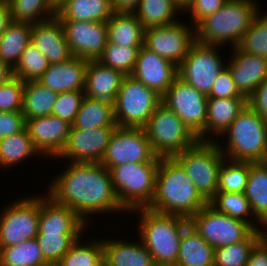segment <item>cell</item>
<instances>
[{
  "label": "cell",
  "instance_id": "13",
  "mask_svg": "<svg viewBox=\"0 0 267 266\" xmlns=\"http://www.w3.org/2000/svg\"><path fill=\"white\" fill-rule=\"evenodd\" d=\"M144 128L117 127L111 136L101 164L108 170L126 163H159Z\"/></svg>",
  "mask_w": 267,
  "mask_h": 266
},
{
  "label": "cell",
  "instance_id": "7",
  "mask_svg": "<svg viewBox=\"0 0 267 266\" xmlns=\"http://www.w3.org/2000/svg\"><path fill=\"white\" fill-rule=\"evenodd\" d=\"M173 158L183 167L196 190L208 202L219 184V169L226 159L215 141H197Z\"/></svg>",
  "mask_w": 267,
  "mask_h": 266
},
{
  "label": "cell",
  "instance_id": "4",
  "mask_svg": "<svg viewBox=\"0 0 267 266\" xmlns=\"http://www.w3.org/2000/svg\"><path fill=\"white\" fill-rule=\"evenodd\" d=\"M260 9L256 0H228L214 14L195 26L196 42L230 48L238 47Z\"/></svg>",
  "mask_w": 267,
  "mask_h": 266
},
{
  "label": "cell",
  "instance_id": "54",
  "mask_svg": "<svg viewBox=\"0 0 267 266\" xmlns=\"http://www.w3.org/2000/svg\"><path fill=\"white\" fill-rule=\"evenodd\" d=\"M13 21L8 0H0V36Z\"/></svg>",
  "mask_w": 267,
  "mask_h": 266
},
{
  "label": "cell",
  "instance_id": "30",
  "mask_svg": "<svg viewBox=\"0 0 267 266\" xmlns=\"http://www.w3.org/2000/svg\"><path fill=\"white\" fill-rule=\"evenodd\" d=\"M101 127H118L113 103L84 96L71 128L87 130Z\"/></svg>",
  "mask_w": 267,
  "mask_h": 266
},
{
  "label": "cell",
  "instance_id": "17",
  "mask_svg": "<svg viewBox=\"0 0 267 266\" xmlns=\"http://www.w3.org/2000/svg\"><path fill=\"white\" fill-rule=\"evenodd\" d=\"M73 56L98 60L108 42L105 22L60 20Z\"/></svg>",
  "mask_w": 267,
  "mask_h": 266
},
{
  "label": "cell",
  "instance_id": "33",
  "mask_svg": "<svg viewBox=\"0 0 267 266\" xmlns=\"http://www.w3.org/2000/svg\"><path fill=\"white\" fill-rule=\"evenodd\" d=\"M179 13L183 15V6L176 0H140L134 14L145 29H148L178 21Z\"/></svg>",
  "mask_w": 267,
  "mask_h": 266
},
{
  "label": "cell",
  "instance_id": "22",
  "mask_svg": "<svg viewBox=\"0 0 267 266\" xmlns=\"http://www.w3.org/2000/svg\"><path fill=\"white\" fill-rule=\"evenodd\" d=\"M87 227L71 208L56 203L47 193L40 194L38 233H83Z\"/></svg>",
  "mask_w": 267,
  "mask_h": 266
},
{
  "label": "cell",
  "instance_id": "51",
  "mask_svg": "<svg viewBox=\"0 0 267 266\" xmlns=\"http://www.w3.org/2000/svg\"><path fill=\"white\" fill-rule=\"evenodd\" d=\"M247 104L267 121V78L256 88L247 99Z\"/></svg>",
  "mask_w": 267,
  "mask_h": 266
},
{
  "label": "cell",
  "instance_id": "39",
  "mask_svg": "<svg viewBox=\"0 0 267 266\" xmlns=\"http://www.w3.org/2000/svg\"><path fill=\"white\" fill-rule=\"evenodd\" d=\"M83 236L71 246L56 266H96L103 259V240L91 237L87 242H81Z\"/></svg>",
  "mask_w": 267,
  "mask_h": 266
},
{
  "label": "cell",
  "instance_id": "20",
  "mask_svg": "<svg viewBox=\"0 0 267 266\" xmlns=\"http://www.w3.org/2000/svg\"><path fill=\"white\" fill-rule=\"evenodd\" d=\"M229 55L226 66L232 74L239 93L248 99L267 78V59L258 55L246 54L238 47L232 48V55Z\"/></svg>",
  "mask_w": 267,
  "mask_h": 266
},
{
  "label": "cell",
  "instance_id": "8",
  "mask_svg": "<svg viewBox=\"0 0 267 266\" xmlns=\"http://www.w3.org/2000/svg\"><path fill=\"white\" fill-rule=\"evenodd\" d=\"M162 97L131 75L124 77L113 102L118 127L144 128Z\"/></svg>",
  "mask_w": 267,
  "mask_h": 266
},
{
  "label": "cell",
  "instance_id": "56",
  "mask_svg": "<svg viewBox=\"0 0 267 266\" xmlns=\"http://www.w3.org/2000/svg\"><path fill=\"white\" fill-rule=\"evenodd\" d=\"M96 266H107L105 259L103 258Z\"/></svg>",
  "mask_w": 267,
  "mask_h": 266
},
{
  "label": "cell",
  "instance_id": "34",
  "mask_svg": "<svg viewBox=\"0 0 267 266\" xmlns=\"http://www.w3.org/2000/svg\"><path fill=\"white\" fill-rule=\"evenodd\" d=\"M57 96V92L38 81L25 82L21 110L25 120L52 115Z\"/></svg>",
  "mask_w": 267,
  "mask_h": 266
},
{
  "label": "cell",
  "instance_id": "44",
  "mask_svg": "<svg viewBox=\"0 0 267 266\" xmlns=\"http://www.w3.org/2000/svg\"><path fill=\"white\" fill-rule=\"evenodd\" d=\"M238 48L246 53L267 59V13L254 17L251 26L244 33Z\"/></svg>",
  "mask_w": 267,
  "mask_h": 266
},
{
  "label": "cell",
  "instance_id": "35",
  "mask_svg": "<svg viewBox=\"0 0 267 266\" xmlns=\"http://www.w3.org/2000/svg\"><path fill=\"white\" fill-rule=\"evenodd\" d=\"M31 27L28 22L12 21L0 36V59L14 68L22 52L31 43Z\"/></svg>",
  "mask_w": 267,
  "mask_h": 266
},
{
  "label": "cell",
  "instance_id": "29",
  "mask_svg": "<svg viewBox=\"0 0 267 266\" xmlns=\"http://www.w3.org/2000/svg\"><path fill=\"white\" fill-rule=\"evenodd\" d=\"M106 24L108 42L131 47L144 45L145 27L135 14L113 13Z\"/></svg>",
  "mask_w": 267,
  "mask_h": 266
},
{
  "label": "cell",
  "instance_id": "19",
  "mask_svg": "<svg viewBox=\"0 0 267 266\" xmlns=\"http://www.w3.org/2000/svg\"><path fill=\"white\" fill-rule=\"evenodd\" d=\"M130 75L162 97L178 77V66L143 45Z\"/></svg>",
  "mask_w": 267,
  "mask_h": 266
},
{
  "label": "cell",
  "instance_id": "15",
  "mask_svg": "<svg viewBox=\"0 0 267 266\" xmlns=\"http://www.w3.org/2000/svg\"><path fill=\"white\" fill-rule=\"evenodd\" d=\"M195 42V27L184 21L145 29L144 46L176 66L180 65Z\"/></svg>",
  "mask_w": 267,
  "mask_h": 266
},
{
  "label": "cell",
  "instance_id": "36",
  "mask_svg": "<svg viewBox=\"0 0 267 266\" xmlns=\"http://www.w3.org/2000/svg\"><path fill=\"white\" fill-rule=\"evenodd\" d=\"M37 155L42 157L33 146L27 128L17 134L0 139V169L2 168L3 171Z\"/></svg>",
  "mask_w": 267,
  "mask_h": 266
},
{
  "label": "cell",
  "instance_id": "16",
  "mask_svg": "<svg viewBox=\"0 0 267 266\" xmlns=\"http://www.w3.org/2000/svg\"><path fill=\"white\" fill-rule=\"evenodd\" d=\"M117 127L71 128L67 143L56 159L69 162L100 163Z\"/></svg>",
  "mask_w": 267,
  "mask_h": 266
},
{
  "label": "cell",
  "instance_id": "24",
  "mask_svg": "<svg viewBox=\"0 0 267 266\" xmlns=\"http://www.w3.org/2000/svg\"><path fill=\"white\" fill-rule=\"evenodd\" d=\"M125 76L97 60H90L85 71L84 95L113 103Z\"/></svg>",
  "mask_w": 267,
  "mask_h": 266
},
{
  "label": "cell",
  "instance_id": "1",
  "mask_svg": "<svg viewBox=\"0 0 267 266\" xmlns=\"http://www.w3.org/2000/svg\"><path fill=\"white\" fill-rule=\"evenodd\" d=\"M65 168L49 181L47 195L71 208L88 226L94 215L128 213L118 202L110 171L104 165L70 162Z\"/></svg>",
  "mask_w": 267,
  "mask_h": 266
},
{
  "label": "cell",
  "instance_id": "52",
  "mask_svg": "<svg viewBox=\"0 0 267 266\" xmlns=\"http://www.w3.org/2000/svg\"><path fill=\"white\" fill-rule=\"evenodd\" d=\"M246 266H267V234L252 249Z\"/></svg>",
  "mask_w": 267,
  "mask_h": 266
},
{
  "label": "cell",
  "instance_id": "31",
  "mask_svg": "<svg viewBox=\"0 0 267 266\" xmlns=\"http://www.w3.org/2000/svg\"><path fill=\"white\" fill-rule=\"evenodd\" d=\"M208 204L220 213L248 223L254 230L267 231V228L257 218H254L245 193L217 192Z\"/></svg>",
  "mask_w": 267,
  "mask_h": 266
},
{
  "label": "cell",
  "instance_id": "5",
  "mask_svg": "<svg viewBox=\"0 0 267 266\" xmlns=\"http://www.w3.org/2000/svg\"><path fill=\"white\" fill-rule=\"evenodd\" d=\"M221 137L227 139V144L223 145L218 140L216 142L226 159L243 162L267 161V121L248 104Z\"/></svg>",
  "mask_w": 267,
  "mask_h": 266
},
{
  "label": "cell",
  "instance_id": "28",
  "mask_svg": "<svg viewBox=\"0 0 267 266\" xmlns=\"http://www.w3.org/2000/svg\"><path fill=\"white\" fill-rule=\"evenodd\" d=\"M214 248L189 224L182 233L176 266H214Z\"/></svg>",
  "mask_w": 267,
  "mask_h": 266
},
{
  "label": "cell",
  "instance_id": "9",
  "mask_svg": "<svg viewBox=\"0 0 267 266\" xmlns=\"http://www.w3.org/2000/svg\"><path fill=\"white\" fill-rule=\"evenodd\" d=\"M144 130L158 157H173L198 141L183 121L162 103L151 115Z\"/></svg>",
  "mask_w": 267,
  "mask_h": 266
},
{
  "label": "cell",
  "instance_id": "32",
  "mask_svg": "<svg viewBox=\"0 0 267 266\" xmlns=\"http://www.w3.org/2000/svg\"><path fill=\"white\" fill-rule=\"evenodd\" d=\"M245 196L255 218L267 228V161L250 162Z\"/></svg>",
  "mask_w": 267,
  "mask_h": 266
},
{
  "label": "cell",
  "instance_id": "47",
  "mask_svg": "<svg viewBox=\"0 0 267 266\" xmlns=\"http://www.w3.org/2000/svg\"><path fill=\"white\" fill-rule=\"evenodd\" d=\"M84 96V91L76 90L58 93L56 102L54 103L52 109V115L72 124L79 111V107Z\"/></svg>",
  "mask_w": 267,
  "mask_h": 266
},
{
  "label": "cell",
  "instance_id": "42",
  "mask_svg": "<svg viewBox=\"0 0 267 266\" xmlns=\"http://www.w3.org/2000/svg\"><path fill=\"white\" fill-rule=\"evenodd\" d=\"M250 172V162L225 159L219 169L217 192L244 193Z\"/></svg>",
  "mask_w": 267,
  "mask_h": 266
},
{
  "label": "cell",
  "instance_id": "55",
  "mask_svg": "<svg viewBox=\"0 0 267 266\" xmlns=\"http://www.w3.org/2000/svg\"><path fill=\"white\" fill-rule=\"evenodd\" d=\"M13 75V68L0 59V84L9 80Z\"/></svg>",
  "mask_w": 267,
  "mask_h": 266
},
{
  "label": "cell",
  "instance_id": "43",
  "mask_svg": "<svg viewBox=\"0 0 267 266\" xmlns=\"http://www.w3.org/2000/svg\"><path fill=\"white\" fill-rule=\"evenodd\" d=\"M140 48L107 42L102 55L97 61L127 76L134 69Z\"/></svg>",
  "mask_w": 267,
  "mask_h": 266
},
{
  "label": "cell",
  "instance_id": "18",
  "mask_svg": "<svg viewBox=\"0 0 267 266\" xmlns=\"http://www.w3.org/2000/svg\"><path fill=\"white\" fill-rule=\"evenodd\" d=\"M72 124L54 115L26 120L32 144L42 157L56 159L63 151Z\"/></svg>",
  "mask_w": 267,
  "mask_h": 266
},
{
  "label": "cell",
  "instance_id": "45",
  "mask_svg": "<svg viewBox=\"0 0 267 266\" xmlns=\"http://www.w3.org/2000/svg\"><path fill=\"white\" fill-rule=\"evenodd\" d=\"M48 67L49 63L45 56L30 43L22 52L19 61L13 68V74L24 82L38 81Z\"/></svg>",
  "mask_w": 267,
  "mask_h": 266
},
{
  "label": "cell",
  "instance_id": "41",
  "mask_svg": "<svg viewBox=\"0 0 267 266\" xmlns=\"http://www.w3.org/2000/svg\"><path fill=\"white\" fill-rule=\"evenodd\" d=\"M84 233H38L36 240L41 249L44 260L49 265H56L60 259L69 251L71 246Z\"/></svg>",
  "mask_w": 267,
  "mask_h": 266
},
{
  "label": "cell",
  "instance_id": "26",
  "mask_svg": "<svg viewBox=\"0 0 267 266\" xmlns=\"http://www.w3.org/2000/svg\"><path fill=\"white\" fill-rule=\"evenodd\" d=\"M246 105V98H208L206 141L220 138Z\"/></svg>",
  "mask_w": 267,
  "mask_h": 266
},
{
  "label": "cell",
  "instance_id": "2",
  "mask_svg": "<svg viewBox=\"0 0 267 266\" xmlns=\"http://www.w3.org/2000/svg\"><path fill=\"white\" fill-rule=\"evenodd\" d=\"M207 204L183 167L173 157H160L154 196L146 208L190 219Z\"/></svg>",
  "mask_w": 267,
  "mask_h": 266
},
{
  "label": "cell",
  "instance_id": "50",
  "mask_svg": "<svg viewBox=\"0 0 267 266\" xmlns=\"http://www.w3.org/2000/svg\"><path fill=\"white\" fill-rule=\"evenodd\" d=\"M26 128L22 112L0 111V139L17 134Z\"/></svg>",
  "mask_w": 267,
  "mask_h": 266
},
{
  "label": "cell",
  "instance_id": "37",
  "mask_svg": "<svg viewBox=\"0 0 267 266\" xmlns=\"http://www.w3.org/2000/svg\"><path fill=\"white\" fill-rule=\"evenodd\" d=\"M0 266H49L36 238L0 247Z\"/></svg>",
  "mask_w": 267,
  "mask_h": 266
},
{
  "label": "cell",
  "instance_id": "48",
  "mask_svg": "<svg viewBox=\"0 0 267 266\" xmlns=\"http://www.w3.org/2000/svg\"><path fill=\"white\" fill-rule=\"evenodd\" d=\"M228 0H188V2L183 6V13L191 14L190 24L194 27L206 16L214 14ZM190 12V13H189Z\"/></svg>",
  "mask_w": 267,
  "mask_h": 266
},
{
  "label": "cell",
  "instance_id": "49",
  "mask_svg": "<svg viewBox=\"0 0 267 266\" xmlns=\"http://www.w3.org/2000/svg\"><path fill=\"white\" fill-rule=\"evenodd\" d=\"M208 98H245L242 96L235 86L232 74L227 66L219 73L213 83Z\"/></svg>",
  "mask_w": 267,
  "mask_h": 266
},
{
  "label": "cell",
  "instance_id": "10",
  "mask_svg": "<svg viewBox=\"0 0 267 266\" xmlns=\"http://www.w3.org/2000/svg\"><path fill=\"white\" fill-rule=\"evenodd\" d=\"M207 100V95L179 77L162 96V104L172 110L199 141H206Z\"/></svg>",
  "mask_w": 267,
  "mask_h": 266
},
{
  "label": "cell",
  "instance_id": "6",
  "mask_svg": "<svg viewBox=\"0 0 267 266\" xmlns=\"http://www.w3.org/2000/svg\"><path fill=\"white\" fill-rule=\"evenodd\" d=\"M158 167L159 163H126L109 170L118 202L128 213L150 204Z\"/></svg>",
  "mask_w": 267,
  "mask_h": 266
},
{
  "label": "cell",
  "instance_id": "25",
  "mask_svg": "<svg viewBox=\"0 0 267 266\" xmlns=\"http://www.w3.org/2000/svg\"><path fill=\"white\" fill-rule=\"evenodd\" d=\"M105 239H103V258L107 266H155L152 255L140 239L138 242L122 238Z\"/></svg>",
  "mask_w": 267,
  "mask_h": 266
},
{
  "label": "cell",
  "instance_id": "27",
  "mask_svg": "<svg viewBox=\"0 0 267 266\" xmlns=\"http://www.w3.org/2000/svg\"><path fill=\"white\" fill-rule=\"evenodd\" d=\"M113 13L112 0H63L57 6L56 17L106 23Z\"/></svg>",
  "mask_w": 267,
  "mask_h": 266
},
{
  "label": "cell",
  "instance_id": "11",
  "mask_svg": "<svg viewBox=\"0 0 267 266\" xmlns=\"http://www.w3.org/2000/svg\"><path fill=\"white\" fill-rule=\"evenodd\" d=\"M0 213V247L36 238L39 231L40 194L10 202Z\"/></svg>",
  "mask_w": 267,
  "mask_h": 266
},
{
  "label": "cell",
  "instance_id": "58",
  "mask_svg": "<svg viewBox=\"0 0 267 266\" xmlns=\"http://www.w3.org/2000/svg\"><path fill=\"white\" fill-rule=\"evenodd\" d=\"M56 6H58L63 0H51Z\"/></svg>",
  "mask_w": 267,
  "mask_h": 266
},
{
  "label": "cell",
  "instance_id": "23",
  "mask_svg": "<svg viewBox=\"0 0 267 266\" xmlns=\"http://www.w3.org/2000/svg\"><path fill=\"white\" fill-rule=\"evenodd\" d=\"M87 65L88 60L72 56L65 62L49 65L38 82L57 93L84 91Z\"/></svg>",
  "mask_w": 267,
  "mask_h": 266
},
{
  "label": "cell",
  "instance_id": "21",
  "mask_svg": "<svg viewBox=\"0 0 267 266\" xmlns=\"http://www.w3.org/2000/svg\"><path fill=\"white\" fill-rule=\"evenodd\" d=\"M31 43L45 56L49 65L65 62L73 56L63 25L56 16L32 24Z\"/></svg>",
  "mask_w": 267,
  "mask_h": 266
},
{
  "label": "cell",
  "instance_id": "57",
  "mask_svg": "<svg viewBox=\"0 0 267 266\" xmlns=\"http://www.w3.org/2000/svg\"><path fill=\"white\" fill-rule=\"evenodd\" d=\"M176 1H178L182 6H184L188 2V0H176Z\"/></svg>",
  "mask_w": 267,
  "mask_h": 266
},
{
  "label": "cell",
  "instance_id": "53",
  "mask_svg": "<svg viewBox=\"0 0 267 266\" xmlns=\"http://www.w3.org/2000/svg\"><path fill=\"white\" fill-rule=\"evenodd\" d=\"M139 4L140 0H112L114 13L134 14Z\"/></svg>",
  "mask_w": 267,
  "mask_h": 266
},
{
  "label": "cell",
  "instance_id": "46",
  "mask_svg": "<svg viewBox=\"0 0 267 266\" xmlns=\"http://www.w3.org/2000/svg\"><path fill=\"white\" fill-rule=\"evenodd\" d=\"M24 86L25 82L14 75L0 84V111L21 112Z\"/></svg>",
  "mask_w": 267,
  "mask_h": 266
},
{
  "label": "cell",
  "instance_id": "14",
  "mask_svg": "<svg viewBox=\"0 0 267 266\" xmlns=\"http://www.w3.org/2000/svg\"><path fill=\"white\" fill-rule=\"evenodd\" d=\"M221 46L203 45L195 42L178 66V77L208 95L219 73L224 69Z\"/></svg>",
  "mask_w": 267,
  "mask_h": 266
},
{
  "label": "cell",
  "instance_id": "40",
  "mask_svg": "<svg viewBox=\"0 0 267 266\" xmlns=\"http://www.w3.org/2000/svg\"><path fill=\"white\" fill-rule=\"evenodd\" d=\"M13 21L35 24L56 16L51 0H8Z\"/></svg>",
  "mask_w": 267,
  "mask_h": 266
},
{
  "label": "cell",
  "instance_id": "12",
  "mask_svg": "<svg viewBox=\"0 0 267 266\" xmlns=\"http://www.w3.org/2000/svg\"><path fill=\"white\" fill-rule=\"evenodd\" d=\"M189 223L214 249L241 242L254 231L248 223L220 213L209 204L193 215Z\"/></svg>",
  "mask_w": 267,
  "mask_h": 266
},
{
  "label": "cell",
  "instance_id": "38",
  "mask_svg": "<svg viewBox=\"0 0 267 266\" xmlns=\"http://www.w3.org/2000/svg\"><path fill=\"white\" fill-rule=\"evenodd\" d=\"M266 234L254 230L241 242L214 249V266H246L252 249Z\"/></svg>",
  "mask_w": 267,
  "mask_h": 266
},
{
  "label": "cell",
  "instance_id": "3",
  "mask_svg": "<svg viewBox=\"0 0 267 266\" xmlns=\"http://www.w3.org/2000/svg\"><path fill=\"white\" fill-rule=\"evenodd\" d=\"M134 211V212H133ZM138 239L152 255L155 266H176L179 244L189 219L170 214H161L147 208H137Z\"/></svg>",
  "mask_w": 267,
  "mask_h": 266
}]
</instances>
